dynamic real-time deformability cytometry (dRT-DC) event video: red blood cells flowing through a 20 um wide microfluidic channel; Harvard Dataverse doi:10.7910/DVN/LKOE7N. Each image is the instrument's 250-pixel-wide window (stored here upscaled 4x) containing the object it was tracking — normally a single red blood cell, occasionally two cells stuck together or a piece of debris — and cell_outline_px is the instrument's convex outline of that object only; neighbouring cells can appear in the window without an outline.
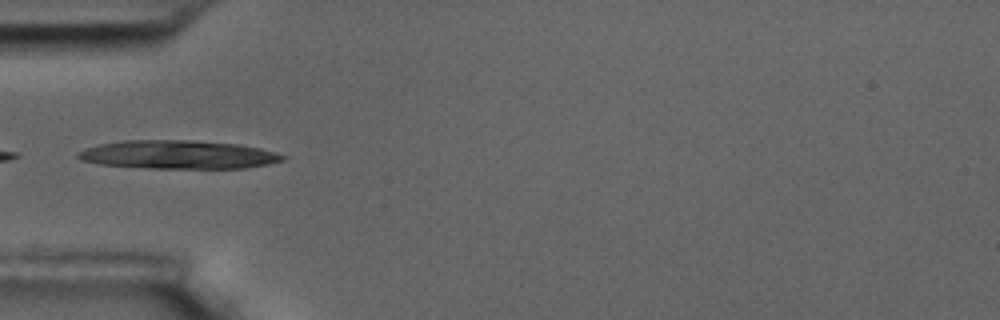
{"species": "common noctule bat (a hibernating species)", "species_latin": "Nyctalus noctula", "temperature_condition": "room temperature", "stored_images_in_passage": 6, "camera_frame_rate_fps": 3000, "um_per_image_px": 0.085, "animal": {"sex": "male", "body_mass_g": 17.5, "forearm_length_mm": 52.3}, "frame": {"image": 1, "passage_image": 4, "time_ms": 1.0, "image_size_px": [1000, 320], "cell_outline_px": [[288, 156], [284, 160], [268, 164], [244, 168], [148, 168], [100, 164], [80, 160], [76, 156], [76, 152], [84, 148], [100, 144], [124, 140], [192, 140], [240, 144], [260, 148], [276, 152]], "centroid_in_image_um": [15.15, 13.14], "position_along_channel_um": 69.9, "area_um2": 34.16}}